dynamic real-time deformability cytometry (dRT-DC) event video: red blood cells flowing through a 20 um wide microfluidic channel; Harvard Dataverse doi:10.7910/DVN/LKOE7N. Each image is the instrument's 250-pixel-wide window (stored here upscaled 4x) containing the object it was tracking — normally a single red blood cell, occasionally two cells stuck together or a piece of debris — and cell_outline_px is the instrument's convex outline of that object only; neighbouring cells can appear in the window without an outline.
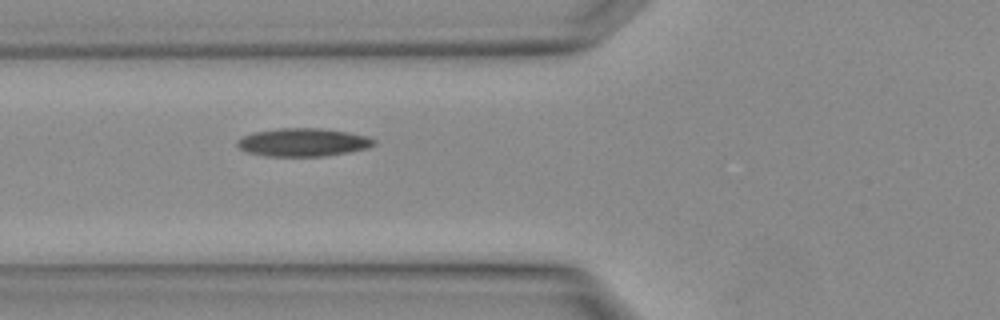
{"species": "Egyptian fruit bat (a non-hibernating species)", "species_latin": "Rousettus aegyptiacus", "temperature_condition": "warm", "stored_images_in_passage": 3, "camera_frame_rate_fps": 3000, "um_per_image_px": 0.085, "animal": {"sex": "female"}, "frame": {"image": 1, "passage_image": 2, "time_ms": 0.333, "image_size_px": [1000, 320], "cell_outline_px": [[376, 144], [368, 148], [348, 152], [324, 156], [264, 156], [248, 152], [240, 148], [236, 144], [236, 140], [240, 136], [252, 132], [280, 128], [320, 128], [348, 132], [368, 136], [376, 140]], "centroid_in_image_um": [25.74, 12.09], "position_along_channel_um": 100.1, "area_um2": 22.6}}